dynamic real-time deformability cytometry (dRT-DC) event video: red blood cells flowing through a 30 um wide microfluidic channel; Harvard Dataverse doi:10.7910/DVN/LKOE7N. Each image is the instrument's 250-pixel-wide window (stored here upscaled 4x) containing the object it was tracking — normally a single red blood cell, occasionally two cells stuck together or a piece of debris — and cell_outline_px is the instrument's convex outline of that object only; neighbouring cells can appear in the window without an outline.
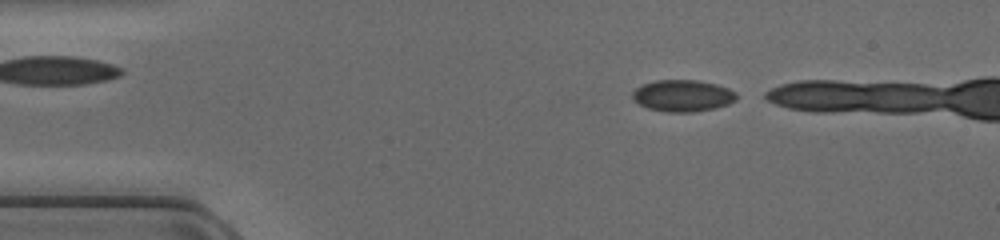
{"species": "common noctule bat (a hibernating species)", "species_latin": "Nyctalus noctula", "temperature_condition": "cold", "stored_images_in_passage": 10, "camera_frame_rate_fps": 3000, "um_per_image_px": 0.085, "animal": {"sex": "female", "body_mass_g": 17.0, "forearm_length_mm": 48.0}, "frame": {"image": 1, "passage_image": 1, "time_ms": 0.0, "image_size_px": [1000, 240], "cell_outline_px": [[736, 100], [728, 104], [716, 108], [696, 112], [668, 112], [648, 108], [640, 104], [632, 96], [632, 92], [636, 88], [644, 84], [656, 80], [696, 80], [716, 84], [728, 88], [736, 92]], "centroid_in_image_um": [58.06, 8.14], "position_along_channel_um": 26.9, "area_um2": 19.13}}
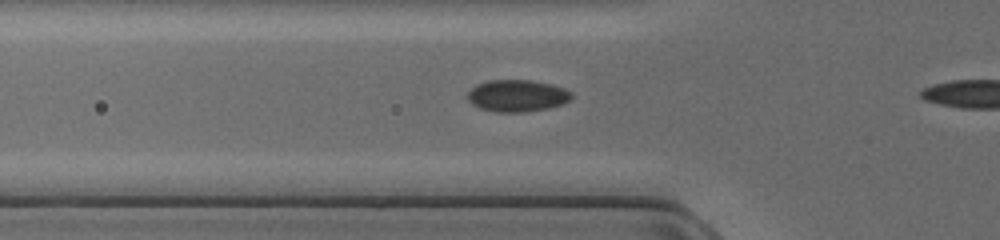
{"frame": {"image": 2, "passage_image": 9, "time_ms": 2.667, "image_size_px": [1000, 240], "cell_outline_px": [[572, 96], [564, 104], [548, 108], [524, 112], [496, 112], [480, 108], [472, 104], [468, 100], [468, 92], [476, 84], [488, 80], [528, 80], [552, 84], [564, 88], [572, 92]], "centroid_in_image_um": [43.96, 8.13], "position_along_channel_um": 81.8, "area_um2": 19.36}}